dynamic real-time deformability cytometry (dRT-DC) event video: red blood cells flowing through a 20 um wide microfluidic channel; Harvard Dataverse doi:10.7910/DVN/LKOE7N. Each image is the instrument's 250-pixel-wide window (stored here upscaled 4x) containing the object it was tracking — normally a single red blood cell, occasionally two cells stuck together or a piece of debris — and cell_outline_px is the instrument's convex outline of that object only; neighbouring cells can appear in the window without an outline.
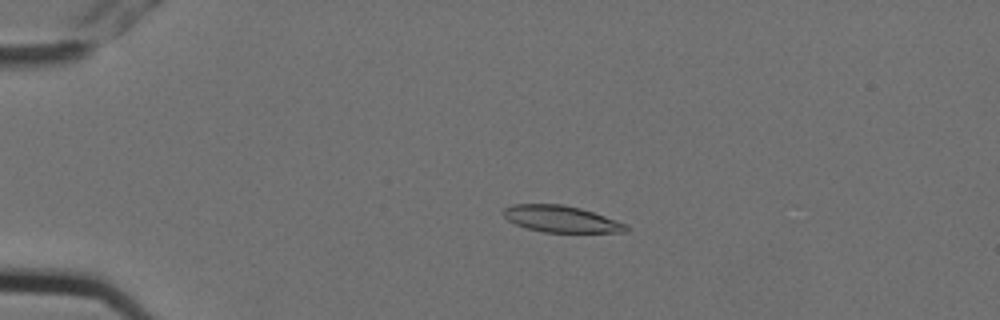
{"species": "Egyptian fruit bat (a non-hibernating species)", "species_latin": "Rousettus aegyptiacus", "temperature_condition": "cold", "stored_images_in_passage": 4, "camera_frame_rate_fps": 3000, "um_per_image_px": 0.085, "animal": {"sex": "female"}, "frame": {"image": 1, "passage_image": 2, "time_ms": 0.333, "image_size_px": [1000, 320], "cell_outline_px": [[628, 232], [544, 232], [528, 228], [516, 224], [508, 220], [500, 212], [504, 208], [512, 204], [560, 204], [580, 208], [628, 224]], "centroid_in_image_um": [47.68, 18.61], "position_along_channel_um": 37.3, "area_um2": 18.9}}
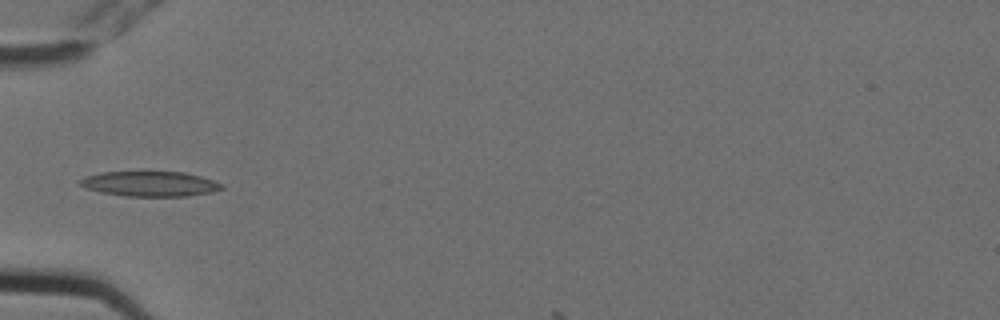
{"frame": {"image": 2, "passage_image": 3, "time_ms": 0.667, "image_size_px": [1000, 320], "cell_outline_px": [[224, 188], [212, 192], [188, 196], [124, 196], [100, 192], [84, 188], [76, 180], [84, 176], [100, 172], [144, 168], [184, 172], [200, 176], [212, 180], [220, 184]], "centroid_in_image_um": [12.64, 15.56], "position_along_channel_um": 72.4, "area_um2": 21.96}}